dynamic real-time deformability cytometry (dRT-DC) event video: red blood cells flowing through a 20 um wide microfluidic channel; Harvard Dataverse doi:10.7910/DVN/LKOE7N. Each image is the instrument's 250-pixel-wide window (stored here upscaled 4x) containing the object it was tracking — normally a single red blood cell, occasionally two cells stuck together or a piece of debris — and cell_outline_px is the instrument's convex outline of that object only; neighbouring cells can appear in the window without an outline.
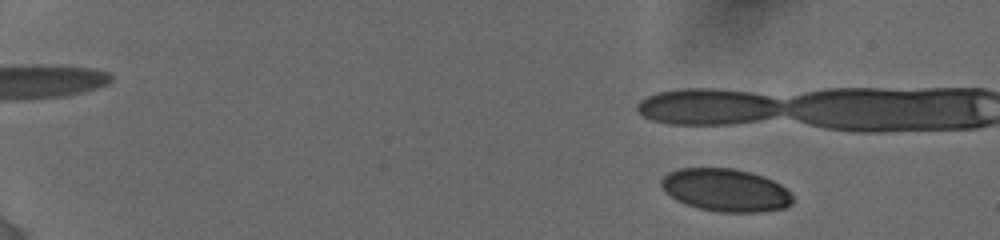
{"species": "human", "species_latin": "Homo sapiens", "temperature_condition": "cold", "stored_images_in_passage": 20, "camera_frame_rate_fps": 3000, "um_per_image_px": 0.085, "donor": {"sex": "female"}, "frame": {"image": 1, "passage_image": 7, "time_ms": 1.333, "image_size_px": [1000, 240], "cell_outline_px": [[792, 204], [784, 208], [760, 212], [720, 212], [700, 208], [688, 204], [672, 196], [660, 184], [660, 180], [668, 172], [680, 168], [732, 168], [748, 172], [772, 180], [780, 184], [792, 196]], "centroid_in_image_um": [61.69, 16.15], "position_along_channel_um": 23.3, "area_um2": 32.19}}